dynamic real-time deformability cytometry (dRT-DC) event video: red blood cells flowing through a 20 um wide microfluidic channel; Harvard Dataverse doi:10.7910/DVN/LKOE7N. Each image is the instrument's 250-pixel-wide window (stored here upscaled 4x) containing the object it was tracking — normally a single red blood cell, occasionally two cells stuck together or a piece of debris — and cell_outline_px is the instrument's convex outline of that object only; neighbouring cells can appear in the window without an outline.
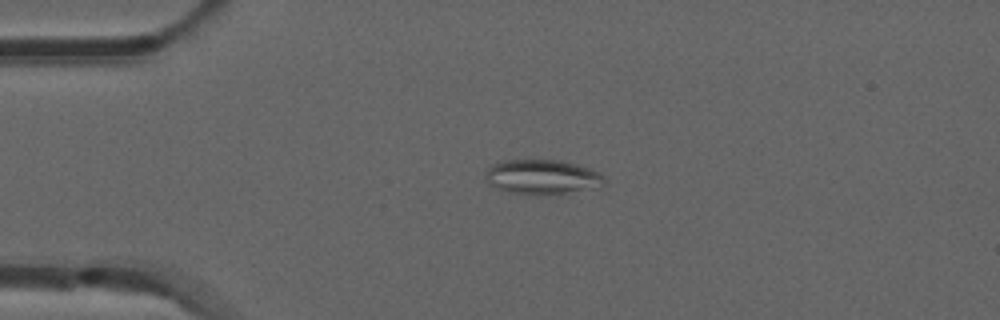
{"species": "common noctule bat (a hibernating species)", "species_latin": "Nyctalus noctula", "temperature_condition": "room temperature", "stored_images_in_passage": 51, "camera_frame_rate_fps": 3000, "um_per_image_px": 0.085, "animal": {"sex": "male", "forearm_length_mm": 52.5}, "frame": {"image": 1, "passage_image": 11, "time_ms": 3.333, "image_size_px": [1000, 320], "cell_outline_px": [[608, 180], [604, 184], [564, 192], [512, 192], [488, 184], [484, 180], [484, 176], [488, 168], [492, 164], [500, 160], [560, 160], [576, 164], [588, 168], [604, 176]], "centroid_in_image_um": [46.01, 14.97], "position_along_channel_um": 39.0, "area_um2": 22.95}}
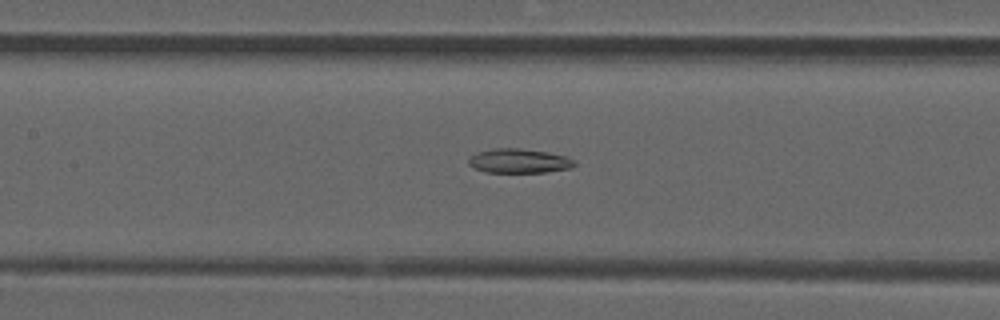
{"frame": {"image": 2, "passage_image": 23, "time_ms": 7.333, "image_size_px": [1000, 320], "cell_outline_px": [[576, 164], [572, 168], [548, 172], [484, 172], [468, 164], [468, 156], [476, 152], [496, 148], [520, 148], [548, 152], [564, 156], [576, 160]], "centroid_in_image_um": [44.12, 13.67], "position_along_channel_um": 163.3, "area_um2": 15.14}}
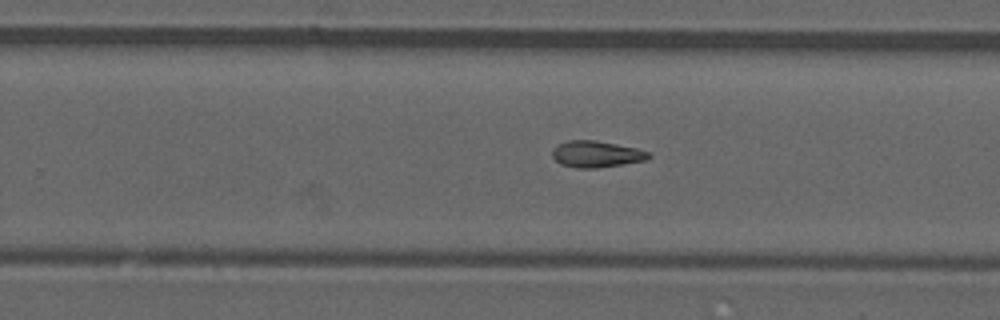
{"frame": {"image": 3, "passage_image": 32, "time_ms": 10.333, "image_size_px": [1000, 320], "cell_outline_px": [[652, 156], [648, 160], [596, 168], [576, 168], [560, 164], [552, 156], [552, 148], [568, 140], [596, 140], [636, 148], [652, 152]], "centroid_in_image_um": [50.72, 13.1], "position_along_channel_um": 279.1, "area_um2": 14.97}, "authors_computed_cell_mechanics": {"area_um2": 15.1436, "velocity_mm_per_s": 3.8714, "shape_relaxation_time_tau1_ms": null, "shape_relaxation_time_tau2_ms": 8.9766, "deformation_change_tau1": null, "deformation_change_tau2": 0.1794}}